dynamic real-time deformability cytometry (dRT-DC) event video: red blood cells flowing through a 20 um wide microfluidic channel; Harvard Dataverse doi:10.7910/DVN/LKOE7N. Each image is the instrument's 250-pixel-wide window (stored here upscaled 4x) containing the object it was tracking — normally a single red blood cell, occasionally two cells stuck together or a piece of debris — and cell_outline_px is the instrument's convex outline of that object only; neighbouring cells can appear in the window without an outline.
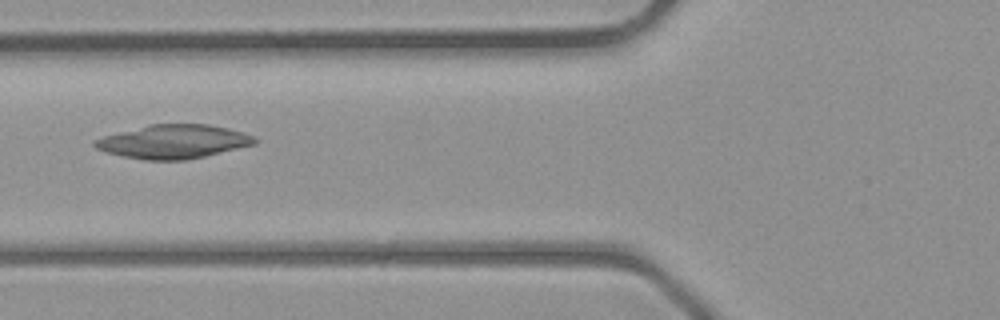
{"species": "common noctule bat (a hibernating species)", "species_latin": "Nyctalus noctula", "temperature_condition": "room temperature", "stored_images_in_passage": 4, "camera_frame_rate_fps": 3000, "um_per_image_px": 0.085, "animal": {"sex": "male", "body_mass_g": 23.1, "forearm_length_mm": 52.7}, "frame": {"image": 1, "passage_image": 4, "time_ms": 4.333, "image_size_px": [1000, 320], "cell_outline_px": [[256, 144], [204, 156], [184, 160], [144, 160], [104, 152], [96, 148], [92, 144], [96, 140], [104, 136], [148, 124], [208, 124], [228, 128], [252, 136], [256, 140]], "centroid_in_image_um": [14.71, 12.04], "position_along_channel_um": 111.1, "area_um2": 31.15}}